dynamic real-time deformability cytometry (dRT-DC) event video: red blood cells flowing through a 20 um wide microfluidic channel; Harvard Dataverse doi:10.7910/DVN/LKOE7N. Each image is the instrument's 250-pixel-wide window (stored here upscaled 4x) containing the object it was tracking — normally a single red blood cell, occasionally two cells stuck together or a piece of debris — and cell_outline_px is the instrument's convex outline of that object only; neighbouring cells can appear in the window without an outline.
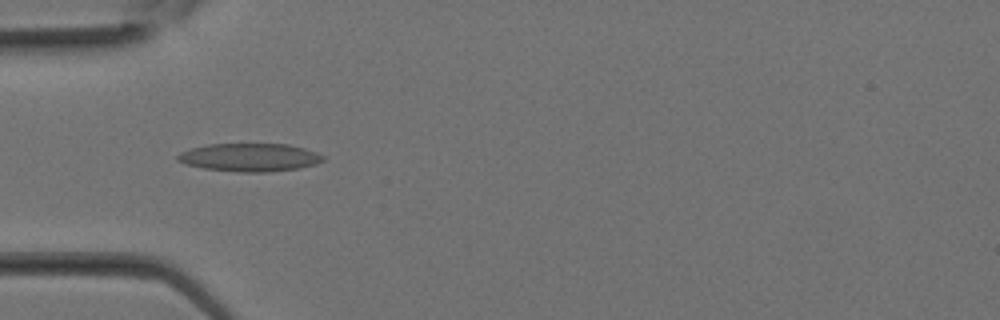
{"species": "Egyptian fruit bat (a non-hibernating species)", "species_latin": "Rousettus aegyptiacus", "temperature_condition": "room temperature", "stored_images_in_passage": 28, "camera_frame_rate_fps": 3000, "um_per_image_px": 0.085, "animal": {"sex": "female"}, "frame": {"image": 1, "passage_image": 8, "time_ms": 2.333, "image_size_px": [1000, 320], "cell_outline_px": [[324, 160], [316, 164], [300, 168], [268, 172], [240, 172], [204, 168], [184, 164], [176, 160], [176, 156], [180, 152], [192, 148], [208, 144], [288, 144], [304, 148], [316, 152], [324, 156]], "centroid_in_image_um": [21.22, 13.38], "position_along_channel_um": 63.8, "area_um2": 23.87}}
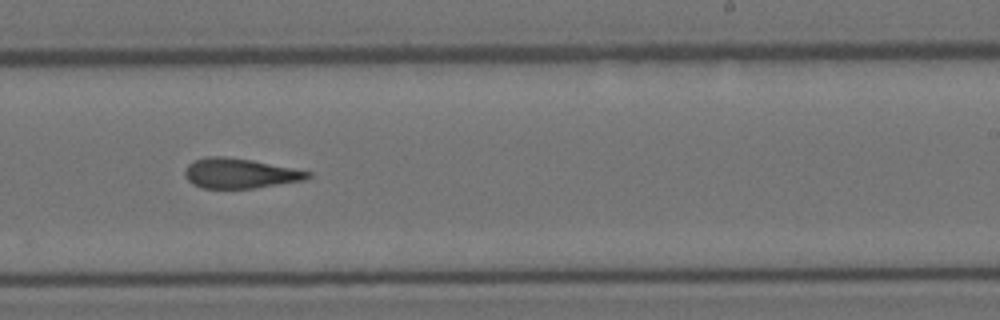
{"frame": {"image": 2, "passage_image": 17, "time_ms": 5.333, "image_size_px": [1000, 320], "cell_outline_px": [[312, 176], [304, 180], [256, 188], [200, 188], [192, 184], [184, 176], [184, 172], [188, 164], [196, 160], [208, 156], [224, 156], [252, 160], [312, 172]], "centroid_in_image_um": [20.37, 14.74], "position_along_channel_um": 268.6, "area_um2": 21.44}}
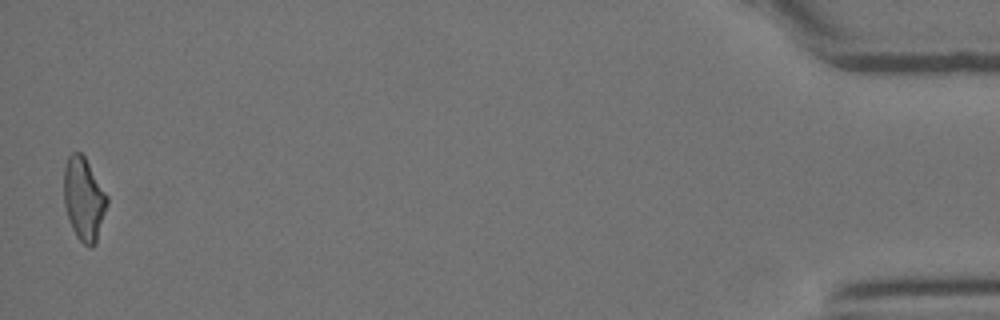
{"frame": {"image": 3, "passage_image": 28, "time_ms": 9.0, "image_size_px": [1000, 320], "cell_outline_px": [[108, 204], [96, 244], [92, 248], [88, 248], [76, 236], [72, 228], [64, 204], [64, 164], [68, 156], [72, 152], [80, 152], [84, 156], [108, 196]], "centroid_in_image_um": [7.13, 16.93], "position_along_channel_um": 428.1, "area_um2": 21.04}}